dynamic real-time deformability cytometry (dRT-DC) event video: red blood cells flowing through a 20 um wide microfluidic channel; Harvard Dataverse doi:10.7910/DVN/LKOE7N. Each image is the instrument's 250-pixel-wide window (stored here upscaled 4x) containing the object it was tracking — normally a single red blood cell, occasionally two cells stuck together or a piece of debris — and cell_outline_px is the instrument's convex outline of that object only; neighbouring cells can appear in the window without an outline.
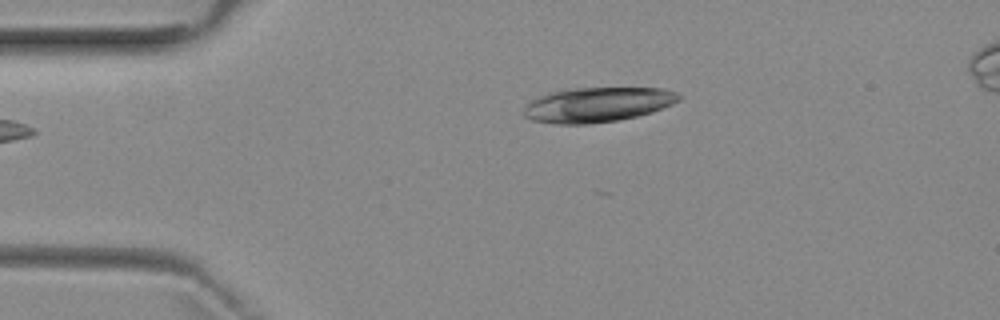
{"species": "common noctule bat (a hibernating species)", "species_latin": "Nyctalus noctula", "temperature_condition": "room temperature", "stored_images_in_passage": 2, "camera_frame_rate_fps": 3000, "um_per_image_px": 0.085, "animal": {"sex": "female", "body_mass_g": 29.2, "forearm_length_mm": 56.3}, "frame": {"image": 1, "passage_image": 2, "time_ms": 1.0, "image_size_px": [1000, 320], "cell_outline_px": [[680, 100], [672, 104], [636, 116], [616, 120], [588, 124], [556, 124], [532, 120], [524, 116], [524, 108], [532, 100], [548, 92], [568, 88], [660, 88], [676, 92], [680, 96]], "centroid_in_image_um": [50.74, 8.89], "position_along_channel_um": 34.3, "area_um2": 31.15}}